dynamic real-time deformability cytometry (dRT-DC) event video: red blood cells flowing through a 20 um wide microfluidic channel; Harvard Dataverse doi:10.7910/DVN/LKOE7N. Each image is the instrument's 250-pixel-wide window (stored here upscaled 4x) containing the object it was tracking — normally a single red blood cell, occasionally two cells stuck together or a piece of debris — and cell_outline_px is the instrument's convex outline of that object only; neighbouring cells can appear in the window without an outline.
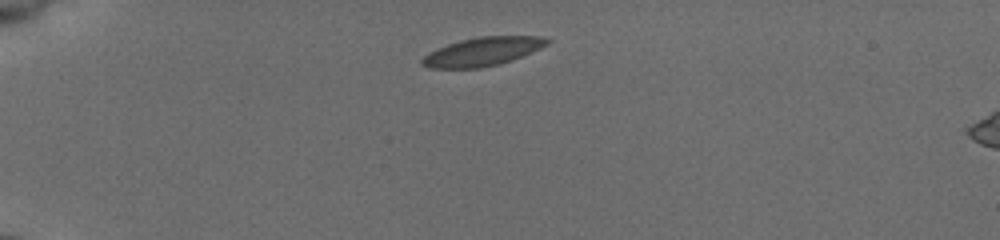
{"species": "common noctule bat (a hibernating species)", "species_latin": "Nyctalus noctula", "temperature_condition": "cold", "stored_images_in_passage": 40, "camera_frame_rate_fps": 3000, "um_per_image_px": 0.085, "animal": {"sex": "female", "body_mass_g": 19.5, "forearm_length_mm": 54.1}, "frame": {"image": 1, "passage_image": 1, "time_ms": 0.0, "image_size_px": [1000, 240], "cell_outline_px": [[552, 40], [548, 44], [532, 52], [512, 60], [500, 64], [480, 68], [428, 68], [420, 64], [420, 60], [428, 52], [436, 48], [460, 40], [480, 36], [540, 36]], "centroid_in_image_um": [40.99, 4.39], "position_along_channel_um": 44.0, "area_um2": 20.98}}
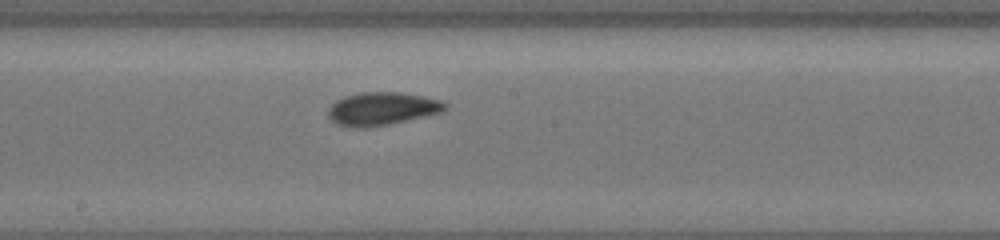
{"frame": {"image": 2, "passage_image": 18, "time_ms": 5.667, "image_size_px": [1000, 240], "cell_outline_px": [[448, 108], [444, 112], [388, 124], [340, 124], [332, 120], [328, 116], [328, 108], [336, 100], [344, 96], [360, 92], [400, 92], [440, 100], [448, 104]], "centroid_in_image_um": [32.55, 9.18], "position_along_channel_um": 215.7, "area_um2": 21.62}}
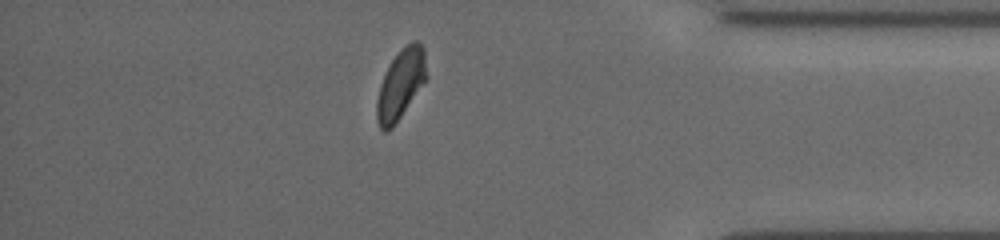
{"frame": {"image": 3, "passage_image": 34, "time_ms": 11.0, "image_size_px": [1000, 240], "cell_outline_px": [[428, 80], [392, 128], [388, 132], [384, 132], [380, 128], [376, 120], [376, 100], [380, 84], [388, 64], [412, 40], [416, 40], [424, 48], [428, 76]], "centroid_in_image_um": [34.07, 7.2], "position_along_channel_um": 401.1, "area_um2": 20.52}, "authors_computed_cell_mechanics": {"area_um2": 21.3282, "velocity_mm_per_s": 3.8751, "shape_relaxation_time_tau1_ms": 4.6182, "shape_relaxation_time_tau2_ms": 2.3363, "deformation_change_tau1": 0.1175, "deformation_change_tau2": 0.0616}}